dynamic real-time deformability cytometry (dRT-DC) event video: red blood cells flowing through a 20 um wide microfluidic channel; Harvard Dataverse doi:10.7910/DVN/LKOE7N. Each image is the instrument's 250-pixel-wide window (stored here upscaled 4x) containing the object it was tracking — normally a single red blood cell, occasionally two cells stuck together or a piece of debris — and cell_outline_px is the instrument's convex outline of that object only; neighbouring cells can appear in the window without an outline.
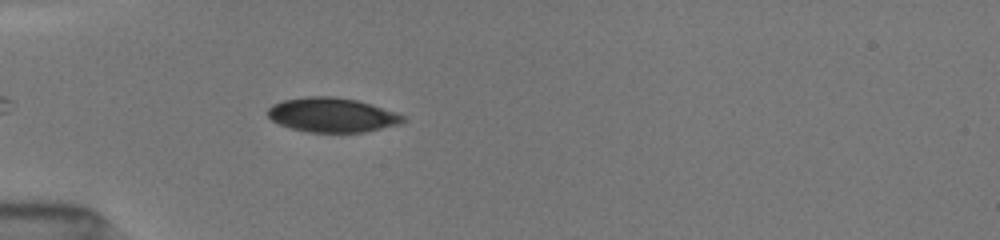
{"species": "common noctule bat (a hibernating species)", "species_latin": "Nyctalus noctula", "temperature_condition": "room temperature", "stored_images_in_passage": 34, "camera_frame_rate_fps": 3000, "um_per_image_px": 0.085, "animal": {"sex": "female", "body_mass_g": 19.5, "forearm_length_mm": 54.1}, "frame": {"image": 1, "passage_image": 8, "time_ms": 1.667, "image_size_px": [1000, 240], "cell_outline_px": [[408, 120], [400, 124], [364, 132], [308, 132], [292, 128], [280, 124], [272, 120], [268, 116], [268, 108], [272, 104], [284, 100], [308, 96], [332, 96], [356, 100], [396, 112], [404, 116]], "centroid_in_image_um": [28.24, 9.77], "position_along_channel_um": 56.8, "area_um2": 26.99}}
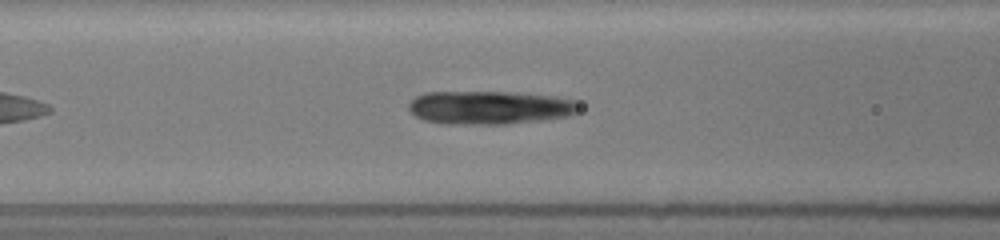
{"frame": {"image": 2, "passage_image": 15, "time_ms": 3.667, "image_size_px": [1000, 240], "cell_outline_px": [[580, 108], [576, 112], [568, 116], [540, 120], [504, 124], [448, 124], [424, 120], [416, 116], [408, 108], [408, 104], [416, 96], [424, 92], [512, 92], [556, 96], [576, 100], [580, 104]], "centroid_in_image_um": [41.64, 9.13], "position_along_channel_um": 125.0, "area_um2": 33.29}}
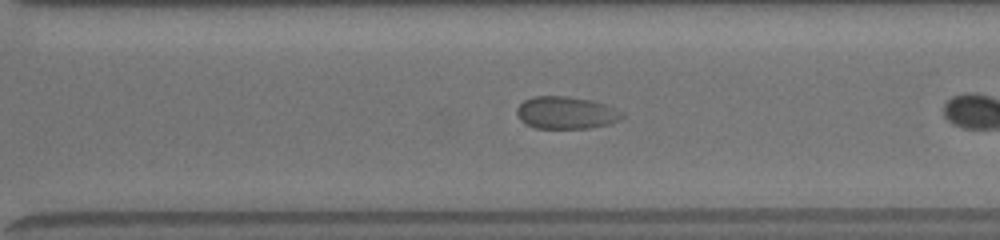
{"frame": {"image": 3, "passage_image": 32, "time_ms": 7.667, "image_size_px": [1000, 240], "cell_outline_px": [[624, 116], [620, 120], [608, 124], [588, 128], [536, 128], [524, 124], [520, 120], [516, 112], [516, 108], [524, 100], [532, 96], [568, 96], [592, 100], [604, 104], [624, 112]], "centroid_in_image_um": [48.1, 9.58], "position_along_channel_um": 322.5, "area_um2": 20.0}}